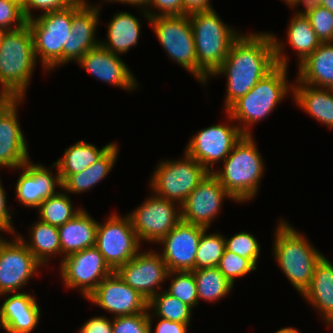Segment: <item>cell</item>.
<instances>
[{
	"mask_svg": "<svg viewBox=\"0 0 333 333\" xmlns=\"http://www.w3.org/2000/svg\"><path fill=\"white\" fill-rule=\"evenodd\" d=\"M275 34L249 32L232 43L222 65L210 76H225L226 95L223 111L246 95L276 65L289 67L285 43Z\"/></svg>",
	"mask_w": 333,
	"mask_h": 333,
	"instance_id": "cell-1",
	"label": "cell"
},
{
	"mask_svg": "<svg viewBox=\"0 0 333 333\" xmlns=\"http://www.w3.org/2000/svg\"><path fill=\"white\" fill-rule=\"evenodd\" d=\"M274 232L272 254L291 286L302 296L309 288L315 267L324 254L284 218Z\"/></svg>",
	"mask_w": 333,
	"mask_h": 333,
	"instance_id": "cell-2",
	"label": "cell"
},
{
	"mask_svg": "<svg viewBox=\"0 0 333 333\" xmlns=\"http://www.w3.org/2000/svg\"><path fill=\"white\" fill-rule=\"evenodd\" d=\"M286 66L276 65L258 83L227 110V120L235 122L244 135H253L252 129L278 107L284 98L293 93Z\"/></svg>",
	"mask_w": 333,
	"mask_h": 333,
	"instance_id": "cell-3",
	"label": "cell"
},
{
	"mask_svg": "<svg viewBox=\"0 0 333 333\" xmlns=\"http://www.w3.org/2000/svg\"><path fill=\"white\" fill-rule=\"evenodd\" d=\"M253 135H243L223 161V167L212 173L236 203L253 200L265 173V163Z\"/></svg>",
	"mask_w": 333,
	"mask_h": 333,
	"instance_id": "cell-4",
	"label": "cell"
},
{
	"mask_svg": "<svg viewBox=\"0 0 333 333\" xmlns=\"http://www.w3.org/2000/svg\"><path fill=\"white\" fill-rule=\"evenodd\" d=\"M36 65L28 24L6 31L0 44V90L11 99H25Z\"/></svg>",
	"mask_w": 333,
	"mask_h": 333,
	"instance_id": "cell-5",
	"label": "cell"
},
{
	"mask_svg": "<svg viewBox=\"0 0 333 333\" xmlns=\"http://www.w3.org/2000/svg\"><path fill=\"white\" fill-rule=\"evenodd\" d=\"M33 37L34 55L44 73L68 64V39L71 35L72 5L39 13L27 20ZM40 59V60H39ZM50 71V72H49Z\"/></svg>",
	"mask_w": 333,
	"mask_h": 333,
	"instance_id": "cell-6",
	"label": "cell"
},
{
	"mask_svg": "<svg viewBox=\"0 0 333 333\" xmlns=\"http://www.w3.org/2000/svg\"><path fill=\"white\" fill-rule=\"evenodd\" d=\"M188 16L194 36L197 68L210 79L241 32L221 20L215 9L194 12Z\"/></svg>",
	"mask_w": 333,
	"mask_h": 333,
	"instance_id": "cell-7",
	"label": "cell"
},
{
	"mask_svg": "<svg viewBox=\"0 0 333 333\" xmlns=\"http://www.w3.org/2000/svg\"><path fill=\"white\" fill-rule=\"evenodd\" d=\"M149 25L168 58L191 73L199 84L205 87L209 79L197 68L195 42L189 16H156L150 18Z\"/></svg>",
	"mask_w": 333,
	"mask_h": 333,
	"instance_id": "cell-8",
	"label": "cell"
},
{
	"mask_svg": "<svg viewBox=\"0 0 333 333\" xmlns=\"http://www.w3.org/2000/svg\"><path fill=\"white\" fill-rule=\"evenodd\" d=\"M183 154L180 160L159 161L149 180L150 192L180 206L209 173L185 151Z\"/></svg>",
	"mask_w": 333,
	"mask_h": 333,
	"instance_id": "cell-9",
	"label": "cell"
},
{
	"mask_svg": "<svg viewBox=\"0 0 333 333\" xmlns=\"http://www.w3.org/2000/svg\"><path fill=\"white\" fill-rule=\"evenodd\" d=\"M141 246L127 214L119 215L113 211L106 221L98 222L95 247L113 271L130 261Z\"/></svg>",
	"mask_w": 333,
	"mask_h": 333,
	"instance_id": "cell-10",
	"label": "cell"
},
{
	"mask_svg": "<svg viewBox=\"0 0 333 333\" xmlns=\"http://www.w3.org/2000/svg\"><path fill=\"white\" fill-rule=\"evenodd\" d=\"M148 198L127 213L138 239L157 244L181 221V206L150 193Z\"/></svg>",
	"mask_w": 333,
	"mask_h": 333,
	"instance_id": "cell-11",
	"label": "cell"
},
{
	"mask_svg": "<svg viewBox=\"0 0 333 333\" xmlns=\"http://www.w3.org/2000/svg\"><path fill=\"white\" fill-rule=\"evenodd\" d=\"M229 124H228V123ZM205 127L192 135L184 151L199 162L209 173L216 170L231 153L235 144L243 137L237 125L227 121Z\"/></svg>",
	"mask_w": 333,
	"mask_h": 333,
	"instance_id": "cell-12",
	"label": "cell"
},
{
	"mask_svg": "<svg viewBox=\"0 0 333 333\" xmlns=\"http://www.w3.org/2000/svg\"><path fill=\"white\" fill-rule=\"evenodd\" d=\"M59 264L62 283L70 290L78 289L85 300L114 272L95 246L72 253L64 257Z\"/></svg>",
	"mask_w": 333,
	"mask_h": 333,
	"instance_id": "cell-13",
	"label": "cell"
},
{
	"mask_svg": "<svg viewBox=\"0 0 333 333\" xmlns=\"http://www.w3.org/2000/svg\"><path fill=\"white\" fill-rule=\"evenodd\" d=\"M12 237L0 242V295L23 292L43 267L16 234Z\"/></svg>",
	"mask_w": 333,
	"mask_h": 333,
	"instance_id": "cell-14",
	"label": "cell"
},
{
	"mask_svg": "<svg viewBox=\"0 0 333 333\" xmlns=\"http://www.w3.org/2000/svg\"><path fill=\"white\" fill-rule=\"evenodd\" d=\"M114 272L149 301L163 290L161 286L167 281L169 270L160 252L151 248L146 251L141 249Z\"/></svg>",
	"mask_w": 333,
	"mask_h": 333,
	"instance_id": "cell-15",
	"label": "cell"
},
{
	"mask_svg": "<svg viewBox=\"0 0 333 333\" xmlns=\"http://www.w3.org/2000/svg\"><path fill=\"white\" fill-rule=\"evenodd\" d=\"M227 198L234 200L219 180L208 173L181 205V220L210 229Z\"/></svg>",
	"mask_w": 333,
	"mask_h": 333,
	"instance_id": "cell-16",
	"label": "cell"
},
{
	"mask_svg": "<svg viewBox=\"0 0 333 333\" xmlns=\"http://www.w3.org/2000/svg\"><path fill=\"white\" fill-rule=\"evenodd\" d=\"M53 168L57 169L56 174L52 172ZM17 170L20 175L15 183L16 199L26 208L37 209L44 200L62 189L60 174L54 162L49 168L41 163H32L29 159Z\"/></svg>",
	"mask_w": 333,
	"mask_h": 333,
	"instance_id": "cell-17",
	"label": "cell"
},
{
	"mask_svg": "<svg viewBox=\"0 0 333 333\" xmlns=\"http://www.w3.org/2000/svg\"><path fill=\"white\" fill-rule=\"evenodd\" d=\"M86 300L111 313L112 318L135 315L148 309V300L115 272L106 277Z\"/></svg>",
	"mask_w": 333,
	"mask_h": 333,
	"instance_id": "cell-18",
	"label": "cell"
},
{
	"mask_svg": "<svg viewBox=\"0 0 333 333\" xmlns=\"http://www.w3.org/2000/svg\"><path fill=\"white\" fill-rule=\"evenodd\" d=\"M206 228L182 220L157 245L170 271L195 270V259L202 232Z\"/></svg>",
	"mask_w": 333,
	"mask_h": 333,
	"instance_id": "cell-19",
	"label": "cell"
},
{
	"mask_svg": "<svg viewBox=\"0 0 333 333\" xmlns=\"http://www.w3.org/2000/svg\"><path fill=\"white\" fill-rule=\"evenodd\" d=\"M77 63L97 80L120 87L127 92L131 93L140 86L137 77L121 56L110 52L102 45L87 51Z\"/></svg>",
	"mask_w": 333,
	"mask_h": 333,
	"instance_id": "cell-20",
	"label": "cell"
},
{
	"mask_svg": "<svg viewBox=\"0 0 333 333\" xmlns=\"http://www.w3.org/2000/svg\"><path fill=\"white\" fill-rule=\"evenodd\" d=\"M24 100L10 99L0 110V168H13L14 171L30 159L17 113Z\"/></svg>",
	"mask_w": 333,
	"mask_h": 333,
	"instance_id": "cell-21",
	"label": "cell"
},
{
	"mask_svg": "<svg viewBox=\"0 0 333 333\" xmlns=\"http://www.w3.org/2000/svg\"><path fill=\"white\" fill-rule=\"evenodd\" d=\"M0 328L6 333H31L38 325L41 308L34 295L24 292L1 294Z\"/></svg>",
	"mask_w": 333,
	"mask_h": 333,
	"instance_id": "cell-22",
	"label": "cell"
},
{
	"mask_svg": "<svg viewBox=\"0 0 333 333\" xmlns=\"http://www.w3.org/2000/svg\"><path fill=\"white\" fill-rule=\"evenodd\" d=\"M325 325L333 329V263L323 256L317 263L309 288L302 295Z\"/></svg>",
	"mask_w": 333,
	"mask_h": 333,
	"instance_id": "cell-23",
	"label": "cell"
},
{
	"mask_svg": "<svg viewBox=\"0 0 333 333\" xmlns=\"http://www.w3.org/2000/svg\"><path fill=\"white\" fill-rule=\"evenodd\" d=\"M98 222L83 208L77 215L58 227L61 260L64 257L95 246Z\"/></svg>",
	"mask_w": 333,
	"mask_h": 333,
	"instance_id": "cell-24",
	"label": "cell"
},
{
	"mask_svg": "<svg viewBox=\"0 0 333 333\" xmlns=\"http://www.w3.org/2000/svg\"><path fill=\"white\" fill-rule=\"evenodd\" d=\"M297 67L295 83L333 89V42L321 43Z\"/></svg>",
	"mask_w": 333,
	"mask_h": 333,
	"instance_id": "cell-25",
	"label": "cell"
},
{
	"mask_svg": "<svg viewBox=\"0 0 333 333\" xmlns=\"http://www.w3.org/2000/svg\"><path fill=\"white\" fill-rule=\"evenodd\" d=\"M292 100L317 122L333 129V89L293 82Z\"/></svg>",
	"mask_w": 333,
	"mask_h": 333,
	"instance_id": "cell-26",
	"label": "cell"
},
{
	"mask_svg": "<svg viewBox=\"0 0 333 333\" xmlns=\"http://www.w3.org/2000/svg\"><path fill=\"white\" fill-rule=\"evenodd\" d=\"M141 19L127 11L113 14L106 26V40H100V45L114 54L127 53L130 48L138 45L141 31Z\"/></svg>",
	"mask_w": 333,
	"mask_h": 333,
	"instance_id": "cell-27",
	"label": "cell"
},
{
	"mask_svg": "<svg viewBox=\"0 0 333 333\" xmlns=\"http://www.w3.org/2000/svg\"><path fill=\"white\" fill-rule=\"evenodd\" d=\"M119 144L114 142L112 146L92 165L84 171L69 175L62 182V189L68 193L80 194L91 190L102 182L112 171L120 153Z\"/></svg>",
	"mask_w": 333,
	"mask_h": 333,
	"instance_id": "cell-28",
	"label": "cell"
},
{
	"mask_svg": "<svg viewBox=\"0 0 333 333\" xmlns=\"http://www.w3.org/2000/svg\"><path fill=\"white\" fill-rule=\"evenodd\" d=\"M29 229V238L26 240L20 233L16 232V235L28 247V250L42 266H50L49 263L53 257L61 256L58 227L37 219Z\"/></svg>",
	"mask_w": 333,
	"mask_h": 333,
	"instance_id": "cell-29",
	"label": "cell"
},
{
	"mask_svg": "<svg viewBox=\"0 0 333 333\" xmlns=\"http://www.w3.org/2000/svg\"><path fill=\"white\" fill-rule=\"evenodd\" d=\"M113 143H107L99 149L96 145L82 140L65 148L64 156L54 162L58 168L61 181L63 182L69 175L84 171L95 163Z\"/></svg>",
	"mask_w": 333,
	"mask_h": 333,
	"instance_id": "cell-30",
	"label": "cell"
},
{
	"mask_svg": "<svg viewBox=\"0 0 333 333\" xmlns=\"http://www.w3.org/2000/svg\"><path fill=\"white\" fill-rule=\"evenodd\" d=\"M286 42L298 56V65L321 44L306 16L293 14L287 25Z\"/></svg>",
	"mask_w": 333,
	"mask_h": 333,
	"instance_id": "cell-31",
	"label": "cell"
},
{
	"mask_svg": "<svg viewBox=\"0 0 333 333\" xmlns=\"http://www.w3.org/2000/svg\"><path fill=\"white\" fill-rule=\"evenodd\" d=\"M197 286L198 305L200 300L215 303L233 290V285L217 267L192 270Z\"/></svg>",
	"mask_w": 333,
	"mask_h": 333,
	"instance_id": "cell-32",
	"label": "cell"
},
{
	"mask_svg": "<svg viewBox=\"0 0 333 333\" xmlns=\"http://www.w3.org/2000/svg\"><path fill=\"white\" fill-rule=\"evenodd\" d=\"M101 3L94 5L87 0L72 4L71 34L77 39L100 40L96 37L100 21Z\"/></svg>",
	"mask_w": 333,
	"mask_h": 333,
	"instance_id": "cell-33",
	"label": "cell"
},
{
	"mask_svg": "<svg viewBox=\"0 0 333 333\" xmlns=\"http://www.w3.org/2000/svg\"><path fill=\"white\" fill-rule=\"evenodd\" d=\"M73 205L70 195L60 189L56 195L44 200L36 209L39 214L38 219L44 223L60 227L72 220L83 209L82 207L74 208Z\"/></svg>",
	"mask_w": 333,
	"mask_h": 333,
	"instance_id": "cell-34",
	"label": "cell"
},
{
	"mask_svg": "<svg viewBox=\"0 0 333 333\" xmlns=\"http://www.w3.org/2000/svg\"><path fill=\"white\" fill-rule=\"evenodd\" d=\"M192 308L165 290L160 291L148 301L149 319L159 317L173 322L190 323Z\"/></svg>",
	"mask_w": 333,
	"mask_h": 333,
	"instance_id": "cell-35",
	"label": "cell"
},
{
	"mask_svg": "<svg viewBox=\"0 0 333 333\" xmlns=\"http://www.w3.org/2000/svg\"><path fill=\"white\" fill-rule=\"evenodd\" d=\"M205 229L200 238L196 259L195 270L217 267L219 260L225 251V239L221 232L207 233Z\"/></svg>",
	"mask_w": 333,
	"mask_h": 333,
	"instance_id": "cell-36",
	"label": "cell"
},
{
	"mask_svg": "<svg viewBox=\"0 0 333 333\" xmlns=\"http://www.w3.org/2000/svg\"><path fill=\"white\" fill-rule=\"evenodd\" d=\"M171 283L165 291L192 309L198 305L196 281L192 271H170L167 279Z\"/></svg>",
	"mask_w": 333,
	"mask_h": 333,
	"instance_id": "cell-37",
	"label": "cell"
},
{
	"mask_svg": "<svg viewBox=\"0 0 333 333\" xmlns=\"http://www.w3.org/2000/svg\"><path fill=\"white\" fill-rule=\"evenodd\" d=\"M217 268L225 278L234 286L236 278H242L257 269L250 260L225 249Z\"/></svg>",
	"mask_w": 333,
	"mask_h": 333,
	"instance_id": "cell-38",
	"label": "cell"
},
{
	"mask_svg": "<svg viewBox=\"0 0 333 333\" xmlns=\"http://www.w3.org/2000/svg\"><path fill=\"white\" fill-rule=\"evenodd\" d=\"M226 250L233 252L241 257L250 259L256 266L260 256V244L257 238L245 231H240L230 238H225Z\"/></svg>",
	"mask_w": 333,
	"mask_h": 333,
	"instance_id": "cell-39",
	"label": "cell"
},
{
	"mask_svg": "<svg viewBox=\"0 0 333 333\" xmlns=\"http://www.w3.org/2000/svg\"><path fill=\"white\" fill-rule=\"evenodd\" d=\"M26 24L20 0H0V28L11 31Z\"/></svg>",
	"mask_w": 333,
	"mask_h": 333,
	"instance_id": "cell-40",
	"label": "cell"
},
{
	"mask_svg": "<svg viewBox=\"0 0 333 333\" xmlns=\"http://www.w3.org/2000/svg\"><path fill=\"white\" fill-rule=\"evenodd\" d=\"M306 17L321 43L333 42V13L319 6Z\"/></svg>",
	"mask_w": 333,
	"mask_h": 333,
	"instance_id": "cell-41",
	"label": "cell"
},
{
	"mask_svg": "<svg viewBox=\"0 0 333 333\" xmlns=\"http://www.w3.org/2000/svg\"><path fill=\"white\" fill-rule=\"evenodd\" d=\"M113 333H150L148 309L129 316L112 318Z\"/></svg>",
	"mask_w": 333,
	"mask_h": 333,
	"instance_id": "cell-42",
	"label": "cell"
},
{
	"mask_svg": "<svg viewBox=\"0 0 333 333\" xmlns=\"http://www.w3.org/2000/svg\"><path fill=\"white\" fill-rule=\"evenodd\" d=\"M21 7L25 18L31 19L35 17L32 11H41L42 13L49 11L61 10L78 2L79 0H20ZM35 9V10H34ZM34 13V14H32Z\"/></svg>",
	"mask_w": 333,
	"mask_h": 333,
	"instance_id": "cell-43",
	"label": "cell"
},
{
	"mask_svg": "<svg viewBox=\"0 0 333 333\" xmlns=\"http://www.w3.org/2000/svg\"><path fill=\"white\" fill-rule=\"evenodd\" d=\"M148 7L146 12L150 18L183 15V0H150Z\"/></svg>",
	"mask_w": 333,
	"mask_h": 333,
	"instance_id": "cell-44",
	"label": "cell"
},
{
	"mask_svg": "<svg viewBox=\"0 0 333 333\" xmlns=\"http://www.w3.org/2000/svg\"><path fill=\"white\" fill-rule=\"evenodd\" d=\"M100 45V40H84L75 38L74 34L69 35L68 39V63L78 62L83 55Z\"/></svg>",
	"mask_w": 333,
	"mask_h": 333,
	"instance_id": "cell-45",
	"label": "cell"
},
{
	"mask_svg": "<svg viewBox=\"0 0 333 333\" xmlns=\"http://www.w3.org/2000/svg\"><path fill=\"white\" fill-rule=\"evenodd\" d=\"M78 333H113L112 319L105 315L93 316L80 326Z\"/></svg>",
	"mask_w": 333,
	"mask_h": 333,
	"instance_id": "cell-46",
	"label": "cell"
},
{
	"mask_svg": "<svg viewBox=\"0 0 333 333\" xmlns=\"http://www.w3.org/2000/svg\"><path fill=\"white\" fill-rule=\"evenodd\" d=\"M7 198L2 181L0 178V228H2L6 234H16V229L13 227V213L9 207H7Z\"/></svg>",
	"mask_w": 333,
	"mask_h": 333,
	"instance_id": "cell-47",
	"label": "cell"
},
{
	"mask_svg": "<svg viewBox=\"0 0 333 333\" xmlns=\"http://www.w3.org/2000/svg\"><path fill=\"white\" fill-rule=\"evenodd\" d=\"M156 323L155 329L153 330V319H149L150 324V333H188V328L190 323H181V322H173L166 319H162L159 317H156Z\"/></svg>",
	"mask_w": 333,
	"mask_h": 333,
	"instance_id": "cell-48",
	"label": "cell"
},
{
	"mask_svg": "<svg viewBox=\"0 0 333 333\" xmlns=\"http://www.w3.org/2000/svg\"><path fill=\"white\" fill-rule=\"evenodd\" d=\"M214 9L210 0H183V15Z\"/></svg>",
	"mask_w": 333,
	"mask_h": 333,
	"instance_id": "cell-49",
	"label": "cell"
},
{
	"mask_svg": "<svg viewBox=\"0 0 333 333\" xmlns=\"http://www.w3.org/2000/svg\"><path fill=\"white\" fill-rule=\"evenodd\" d=\"M321 0H294L293 3L289 6V8H293L294 10H298V6L300 5L303 6V9L301 8L300 10L296 11L295 10V15L298 16H307L309 13H311L315 8L320 6Z\"/></svg>",
	"mask_w": 333,
	"mask_h": 333,
	"instance_id": "cell-50",
	"label": "cell"
},
{
	"mask_svg": "<svg viewBox=\"0 0 333 333\" xmlns=\"http://www.w3.org/2000/svg\"><path fill=\"white\" fill-rule=\"evenodd\" d=\"M100 1H104L102 3H106V2H115V3H121V4H128V5H132V6H138L137 8H139L138 10H141L142 15L144 16L143 18L146 19V21L150 22V17L147 14L146 10L148 9V5L150 3V0H100Z\"/></svg>",
	"mask_w": 333,
	"mask_h": 333,
	"instance_id": "cell-51",
	"label": "cell"
},
{
	"mask_svg": "<svg viewBox=\"0 0 333 333\" xmlns=\"http://www.w3.org/2000/svg\"><path fill=\"white\" fill-rule=\"evenodd\" d=\"M274 333H302V332H300L299 329L290 326V327H283L275 331Z\"/></svg>",
	"mask_w": 333,
	"mask_h": 333,
	"instance_id": "cell-52",
	"label": "cell"
},
{
	"mask_svg": "<svg viewBox=\"0 0 333 333\" xmlns=\"http://www.w3.org/2000/svg\"><path fill=\"white\" fill-rule=\"evenodd\" d=\"M11 98L2 90H0V110Z\"/></svg>",
	"mask_w": 333,
	"mask_h": 333,
	"instance_id": "cell-53",
	"label": "cell"
},
{
	"mask_svg": "<svg viewBox=\"0 0 333 333\" xmlns=\"http://www.w3.org/2000/svg\"><path fill=\"white\" fill-rule=\"evenodd\" d=\"M320 6L328 9L331 13H333V0H321Z\"/></svg>",
	"mask_w": 333,
	"mask_h": 333,
	"instance_id": "cell-54",
	"label": "cell"
},
{
	"mask_svg": "<svg viewBox=\"0 0 333 333\" xmlns=\"http://www.w3.org/2000/svg\"><path fill=\"white\" fill-rule=\"evenodd\" d=\"M5 33H6V30L0 28V44L2 42V39H3V36H4Z\"/></svg>",
	"mask_w": 333,
	"mask_h": 333,
	"instance_id": "cell-55",
	"label": "cell"
},
{
	"mask_svg": "<svg viewBox=\"0 0 333 333\" xmlns=\"http://www.w3.org/2000/svg\"><path fill=\"white\" fill-rule=\"evenodd\" d=\"M280 1H283L289 7L294 0H280Z\"/></svg>",
	"mask_w": 333,
	"mask_h": 333,
	"instance_id": "cell-56",
	"label": "cell"
},
{
	"mask_svg": "<svg viewBox=\"0 0 333 333\" xmlns=\"http://www.w3.org/2000/svg\"><path fill=\"white\" fill-rule=\"evenodd\" d=\"M5 232L2 228H0V242L4 239V237H2L1 233Z\"/></svg>",
	"mask_w": 333,
	"mask_h": 333,
	"instance_id": "cell-57",
	"label": "cell"
}]
</instances>
